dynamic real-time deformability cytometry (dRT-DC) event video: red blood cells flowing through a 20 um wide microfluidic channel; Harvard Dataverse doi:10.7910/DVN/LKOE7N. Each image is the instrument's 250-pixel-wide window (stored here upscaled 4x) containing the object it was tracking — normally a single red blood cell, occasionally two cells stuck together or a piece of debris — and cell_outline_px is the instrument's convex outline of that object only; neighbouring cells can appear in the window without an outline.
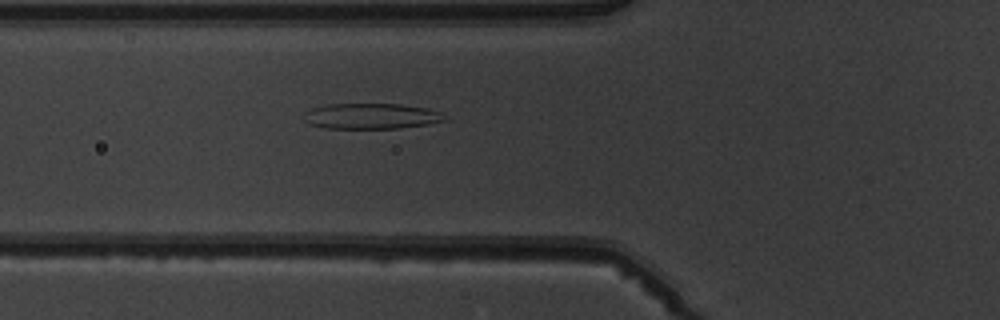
{"species": "common noctule bat (a hibernating species)", "species_latin": "Nyctalus noctula", "temperature_condition": "warm", "stored_images_in_passage": 6, "camera_frame_rate_fps": 3000, "um_per_image_px": 0.085, "animal": {"sex": "male", "body_mass_g": 19.5, "forearm_length_mm": 54.6}, "frame": {"image": 1, "passage_image": 6, "time_ms": 5.667, "image_size_px": [1000, 320], "cell_outline_px": [[448, 120], [428, 124], [400, 128], [324, 128], [312, 124], [304, 120], [304, 112], [312, 108], [328, 104], [400, 104], [428, 108], [444, 112], [448, 116]], "centroid_in_image_um": [31.64, 9.86], "position_along_channel_um": 94.2, "area_um2": 21.21}}